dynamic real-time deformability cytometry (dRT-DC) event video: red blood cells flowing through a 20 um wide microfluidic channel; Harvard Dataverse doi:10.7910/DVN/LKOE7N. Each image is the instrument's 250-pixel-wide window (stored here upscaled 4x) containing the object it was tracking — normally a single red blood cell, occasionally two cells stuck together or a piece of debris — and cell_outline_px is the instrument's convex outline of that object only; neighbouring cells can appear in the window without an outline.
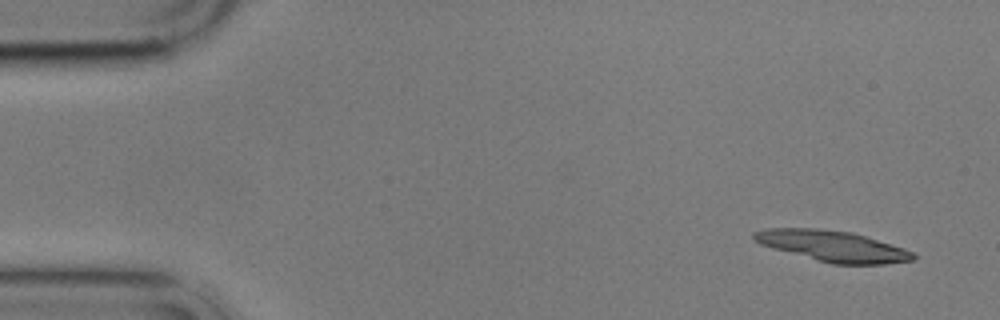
{"species": "common noctule bat (a hibernating species)", "species_latin": "Nyctalus noctula", "temperature_condition": "cold", "stored_images_in_passage": 6, "camera_frame_rate_fps": 3000, "um_per_image_px": 0.085, "animal": {"sex": "male", "body_mass_g": 17.9}, "frame": {"image": 1, "passage_image": 1, "time_ms": 0.0, "image_size_px": [1000, 320], "cell_outline_px": [[916, 260], [884, 264], [832, 264], [772, 248], [760, 244], [752, 240], [752, 232], [768, 228], [816, 228], [852, 232], [904, 248], [912, 252], [916, 256]], "centroid_in_image_um": [70.75, 20.91], "position_along_channel_um": 14.2, "area_um2": 28.61}}